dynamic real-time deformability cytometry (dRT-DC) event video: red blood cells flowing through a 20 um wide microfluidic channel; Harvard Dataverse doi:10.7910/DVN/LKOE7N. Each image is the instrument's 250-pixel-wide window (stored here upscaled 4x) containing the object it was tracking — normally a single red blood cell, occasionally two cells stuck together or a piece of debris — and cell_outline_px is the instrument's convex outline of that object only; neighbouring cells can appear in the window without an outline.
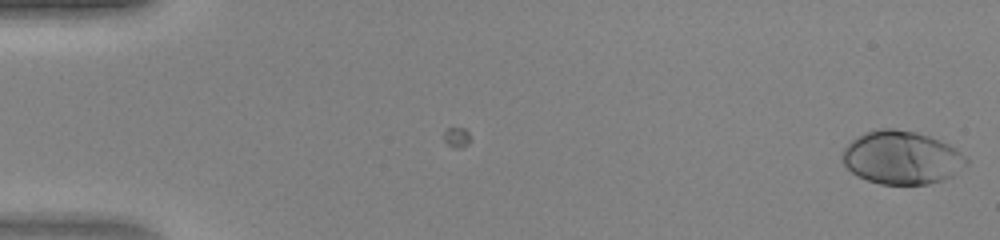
{"species": "human", "species_latin": "Homo sapiens", "temperature_condition": "warm", "stored_images_in_passage": 7, "camera_frame_rate_fps": 3000, "um_per_image_px": 0.085, "donor": {"sex": "female"}, "frame": {"image": 1, "passage_image": 7, "time_ms": 2.0, "image_size_px": [1000, 240], "cell_outline_px": [[968, 164], [952, 176], [944, 180], [928, 184], [880, 184], [868, 180], [852, 172], [844, 164], [840, 156], [844, 148], [852, 140], [864, 132], [880, 128], [892, 128], [916, 132], [928, 136], [948, 144], [956, 148], [968, 160]], "centroid_in_image_um": [76.64, 13.39], "position_along_channel_um": 8.4, "area_um2": 38.44}}